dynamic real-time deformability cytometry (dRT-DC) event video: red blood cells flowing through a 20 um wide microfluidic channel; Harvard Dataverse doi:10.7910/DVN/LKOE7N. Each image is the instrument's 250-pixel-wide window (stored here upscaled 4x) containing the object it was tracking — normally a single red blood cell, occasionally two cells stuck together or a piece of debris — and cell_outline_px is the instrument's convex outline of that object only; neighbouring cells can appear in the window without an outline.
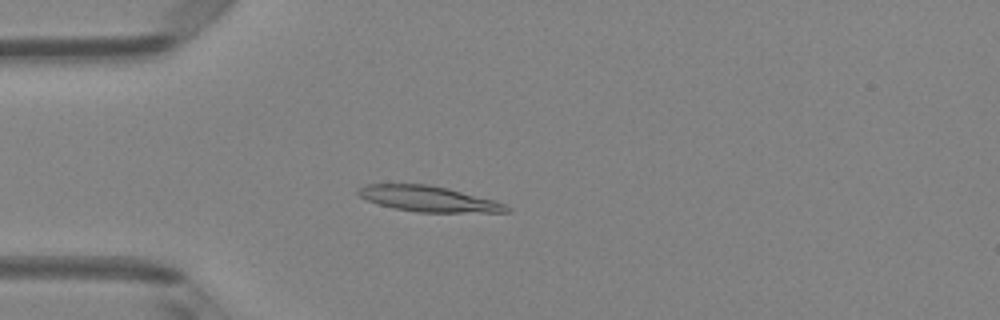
{"species": "Egyptian fruit bat (a non-hibernating species)", "species_latin": "Rousettus aegyptiacus", "temperature_condition": "room temperature", "stored_images_in_passage": 4, "camera_frame_rate_fps": 3000, "um_per_image_px": 0.085, "animal": {"sex": "female"}, "frame": {"image": 1, "passage_image": 3, "time_ms": 0.667, "image_size_px": [1000, 320], "cell_outline_px": [[512, 212], [416, 212], [396, 208], [380, 204], [368, 200], [360, 196], [356, 192], [356, 188], [368, 184], [428, 184], [448, 188], [492, 200], [504, 204], [512, 208]], "centroid_in_image_um": [36.42, 16.9], "position_along_channel_um": 48.6, "area_um2": 21.91}}